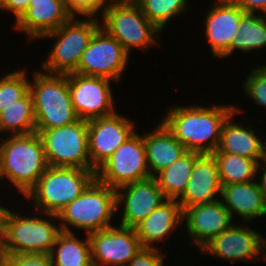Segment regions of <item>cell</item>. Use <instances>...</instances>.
Masks as SVG:
<instances>
[{"label":"cell","instance_id":"6da1fadb","mask_svg":"<svg viewBox=\"0 0 266 266\" xmlns=\"http://www.w3.org/2000/svg\"><path fill=\"white\" fill-rule=\"evenodd\" d=\"M166 110L160 121L187 151L213 154L224 123L235 112V104L173 105Z\"/></svg>","mask_w":266,"mask_h":266},{"label":"cell","instance_id":"7a4b0ae2","mask_svg":"<svg viewBox=\"0 0 266 266\" xmlns=\"http://www.w3.org/2000/svg\"><path fill=\"white\" fill-rule=\"evenodd\" d=\"M6 136L0 135L1 178L25 197L48 167L43 141L36 132Z\"/></svg>","mask_w":266,"mask_h":266},{"label":"cell","instance_id":"3957f363","mask_svg":"<svg viewBox=\"0 0 266 266\" xmlns=\"http://www.w3.org/2000/svg\"><path fill=\"white\" fill-rule=\"evenodd\" d=\"M15 211L13 208H7L5 212L0 235V256L23 253L50 254L61 232L57 215L40 211L36 214V210H32L31 215L26 212L21 215Z\"/></svg>","mask_w":266,"mask_h":266},{"label":"cell","instance_id":"277c9868","mask_svg":"<svg viewBox=\"0 0 266 266\" xmlns=\"http://www.w3.org/2000/svg\"><path fill=\"white\" fill-rule=\"evenodd\" d=\"M30 92L33 98L36 133L72 124L77 117L67 74H49L33 69ZM33 80V81H32Z\"/></svg>","mask_w":266,"mask_h":266},{"label":"cell","instance_id":"5b68a950","mask_svg":"<svg viewBox=\"0 0 266 266\" xmlns=\"http://www.w3.org/2000/svg\"><path fill=\"white\" fill-rule=\"evenodd\" d=\"M116 214V190L95 179L57 217L61 231L74 233L76 228L90 234L113 226Z\"/></svg>","mask_w":266,"mask_h":266},{"label":"cell","instance_id":"8992f818","mask_svg":"<svg viewBox=\"0 0 266 266\" xmlns=\"http://www.w3.org/2000/svg\"><path fill=\"white\" fill-rule=\"evenodd\" d=\"M95 179L91 169L48 166L25 199L31 201L36 211L58 215Z\"/></svg>","mask_w":266,"mask_h":266},{"label":"cell","instance_id":"52a82bcc","mask_svg":"<svg viewBox=\"0 0 266 266\" xmlns=\"http://www.w3.org/2000/svg\"><path fill=\"white\" fill-rule=\"evenodd\" d=\"M72 16L55 31L43 39L56 40L45 61L41 60V70L49 74H70L77 70L82 53L100 27L99 17ZM86 18V19H85ZM54 38V39H53Z\"/></svg>","mask_w":266,"mask_h":266},{"label":"cell","instance_id":"ba28073f","mask_svg":"<svg viewBox=\"0 0 266 266\" xmlns=\"http://www.w3.org/2000/svg\"><path fill=\"white\" fill-rule=\"evenodd\" d=\"M99 20L100 27L115 38L129 55L133 48L144 51L153 46L160 47L158 36L163 32L147 19L134 0L117 1L100 15Z\"/></svg>","mask_w":266,"mask_h":266},{"label":"cell","instance_id":"9c48e42d","mask_svg":"<svg viewBox=\"0 0 266 266\" xmlns=\"http://www.w3.org/2000/svg\"><path fill=\"white\" fill-rule=\"evenodd\" d=\"M42 138L48 166L91 169L88 153V121L43 130Z\"/></svg>","mask_w":266,"mask_h":266},{"label":"cell","instance_id":"30bf717a","mask_svg":"<svg viewBox=\"0 0 266 266\" xmlns=\"http://www.w3.org/2000/svg\"><path fill=\"white\" fill-rule=\"evenodd\" d=\"M95 176L97 181L115 190L150 178L143 134L135 131L96 169Z\"/></svg>","mask_w":266,"mask_h":266},{"label":"cell","instance_id":"8fae6325","mask_svg":"<svg viewBox=\"0 0 266 266\" xmlns=\"http://www.w3.org/2000/svg\"><path fill=\"white\" fill-rule=\"evenodd\" d=\"M129 58L123 46L99 27L82 53L74 73L103 77L117 83L125 73Z\"/></svg>","mask_w":266,"mask_h":266},{"label":"cell","instance_id":"7c38bea8","mask_svg":"<svg viewBox=\"0 0 266 266\" xmlns=\"http://www.w3.org/2000/svg\"><path fill=\"white\" fill-rule=\"evenodd\" d=\"M67 76L71 102L79 119L89 121L117 112L111 85L114 81L78 73Z\"/></svg>","mask_w":266,"mask_h":266},{"label":"cell","instance_id":"4fadbf2b","mask_svg":"<svg viewBox=\"0 0 266 266\" xmlns=\"http://www.w3.org/2000/svg\"><path fill=\"white\" fill-rule=\"evenodd\" d=\"M265 246L266 237L263 233L254 230L248 223L236 222L212 238L199 252L219 257L230 264L237 261L256 262L259 258L264 261Z\"/></svg>","mask_w":266,"mask_h":266},{"label":"cell","instance_id":"5bb4252c","mask_svg":"<svg viewBox=\"0 0 266 266\" xmlns=\"http://www.w3.org/2000/svg\"><path fill=\"white\" fill-rule=\"evenodd\" d=\"M93 266H127L143 248L134 228L121 225L88 234Z\"/></svg>","mask_w":266,"mask_h":266},{"label":"cell","instance_id":"9a60e30c","mask_svg":"<svg viewBox=\"0 0 266 266\" xmlns=\"http://www.w3.org/2000/svg\"><path fill=\"white\" fill-rule=\"evenodd\" d=\"M118 111L88 121V153L91 170L105 162L135 131L137 125ZM136 126V127H135Z\"/></svg>","mask_w":266,"mask_h":266},{"label":"cell","instance_id":"2e32d148","mask_svg":"<svg viewBox=\"0 0 266 266\" xmlns=\"http://www.w3.org/2000/svg\"><path fill=\"white\" fill-rule=\"evenodd\" d=\"M155 177L126 184L116 189L119 225L135 228L165 200ZM121 213H120V211ZM119 211V212H118Z\"/></svg>","mask_w":266,"mask_h":266},{"label":"cell","instance_id":"e0dca14e","mask_svg":"<svg viewBox=\"0 0 266 266\" xmlns=\"http://www.w3.org/2000/svg\"><path fill=\"white\" fill-rule=\"evenodd\" d=\"M234 220L221 198L183 210V228L192 246L201 249L212 238L229 229Z\"/></svg>","mask_w":266,"mask_h":266},{"label":"cell","instance_id":"ac0fdd59","mask_svg":"<svg viewBox=\"0 0 266 266\" xmlns=\"http://www.w3.org/2000/svg\"><path fill=\"white\" fill-rule=\"evenodd\" d=\"M214 6L207 9L203 17L206 42L211 54L220 58L231 46L239 29L241 16L245 13L239 6L228 0H214Z\"/></svg>","mask_w":266,"mask_h":266},{"label":"cell","instance_id":"d6986e66","mask_svg":"<svg viewBox=\"0 0 266 266\" xmlns=\"http://www.w3.org/2000/svg\"><path fill=\"white\" fill-rule=\"evenodd\" d=\"M72 16L65 0H30L29 7L14 22L12 28L25 33L30 41L40 40L45 34L58 29Z\"/></svg>","mask_w":266,"mask_h":266},{"label":"cell","instance_id":"ffe728a7","mask_svg":"<svg viewBox=\"0 0 266 266\" xmlns=\"http://www.w3.org/2000/svg\"><path fill=\"white\" fill-rule=\"evenodd\" d=\"M222 183L213 154H201L193 170L184 194L178 199L182 210L221 198Z\"/></svg>","mask_w":266,"mask_h":266},{"label":"cell","instance_id":"44dd1931","mask_svg":"<svg viewBox=\"0 0 266 266\" xmlns=\"http://www.w3.org/2000/svg\"><path fill=\"white\" fill-rule=\"evenodd\" d=\"M182 227L183 210L179 200L165 198L161 205L134 229L143 248L160 249L158 243H165L164 241L169 239L170 235L175 234L178 228L183 231Z\"/></svg>","mask_w":266,"mask_h":266},{"label":"cell","instance_id":"7402d4cb","mask_svg":"<svg viewBox=\"0 0 266 266\" xmlns=\"http://www.w3.org/2000/svg\"><path fill=\"white\" fill-rule=\"evenodd\" d=\"M221 200L233 220L240 218L238 220L241 221L236 220V222L250 224L256 218L266 217V196L259 189L256 180L222 184Z\"/></svg>","mask_w":266,"mask_h":266},{"label":"cell","instance_id":"603a6c76","mask_svg":"<svg viewBox=\"0 0 266 266\" xmlns=\"http://www.w3.org/2000/svg\"><path fill=\"white\" fill-rule=\"evenodd\" d=\"M235 105V112H233L224 123L221 131L220 143L215 152L230 153L240 155L242 157L253 159L257 163L260 162L262 156V147L264 139L262 134L255 131L256 128L248 124L234 122V117L242 114L244 109ZM248 126V127H247ZM254 128V129H253Z\"/></svg>","mask_w":266,"mask_h":266},{"label":"cell","instance_id":"cb8c5ba5","mask_svg":"<svg viewBox=\"0 0 266 266\" xmlns=\"http://www.w3.org/2000/svg\"><path fill=\"white\" fill-rule=\"evenodd\" d=\"M152 129L142 133L150 177H155L187 150L161 121Z\"/></svg>","mask_w":266,"mask_h":266},{"label":"cell","instance_id":"d4e9b609","mask_svg":"<svg viewBox=\"0 0 266 266\" xmlns=\"http://www.w3.org/2000/svg\"><path fill=\"white\" fill-rule=\"evenodd\" d=\"M82 239L75 233L61 231L50 252L54 266H93L88 234Z\"/></svg>","mask_w":266,"mask_h":266},{"label":"cell","instance_id":"484cf974","mask_svg":"<svg viewBox=\"0 0 266 266\" xmlns=\"http://www.w3.org/2000/svg\"><path fill=\"white\" fill-rule=\"evenodd\" d=\"M266 47V16L244 13L241 16L239 29L230 48L219 58H230L236 51L250 53Z\"/></svg>","mask_w":266,"mask_h":266},{"label":"cell","instance_id":"4316f807","mask_svg":"<svg viewBox=\"0 0 266 266\" xmlns=\"http://www.w3.org/2000/svg\"><path fill=\"white\" fill-rule=\"evenodd\" d=\"M200 155L194 151H186L179 159L155 176L166 198L179 199L184 194L193 165Z\"/></svg>","mask_w":266,"mask_h":266},{"label":"cell","instance_id":"83f0119b","mask_svg":"<svg viewBox=\"0 0 266 266\" xmlns=\"http://www.w3.org/2000/svg\"><path fill=\"white\" fill-rule=\"evenodd\" d=\"M36 132L33 98L29 91L0 112V134L23 135Z\"/></svg>","mask_w":266,"mask_h":266},{"label":"cell","instance_id":"f1b7e54d","mask_svg":"<svg viewBox=\"0 0 266 266\" xmlns=\"http://www.w3.org/2000/svg\"><path fill=\"white\" fill-rule=\"evenodd\" d=\"M222 184L245 183L256 180L258 163L240 155L214 152Z\"/></svg>","mask_w":266,"mask_h":266},{"label":"cell","instance_id":"f546056e","mask_svg":"<svg viewBox=\"0 0 266 266\" xmlns=\"http://www.w3.org/2000/svg\"><path fill=\"white\" fill-rule=\"evenodd\" d=\"M141 8L143 14L159 30L164 32L176 16L186 13L189 0H134Z\"/></svg>","mask_w":266,"mask_h":266},{"label":"cell","instance_id":"4dcf8cb0","mask_svg":"<svg viewBox=\"0 0 266 266\" xmlns=\"http://www.w3.org/2000/svg\"><path fill=\"white\" fill-rule=\"evenodd\" d=\"M26 70L27 68L14 69L13 72H4L0 77V112L30 91V76Z\"/></svg>","mask_w":266,"mask_h":266},{"label":"cell","instance_id":"1f68e13d","mask_svg":"<svg viewBox=\"0 0 266 266\" xmlns=\"http://www.w3.org/2000/svg\"><path fill=\"white\" fill-rule=\"evenodd\" d=\"M245 78L242 80L243 93L256 105L266 109V64L254 66Z\"/></svg>","mask_w":266,"mask_h":266},{"label":"cell","instance_id":"d6a6232c","mask_svg":"<svg viewBox=\"0 0 266 266\" xmlns=\"http://www.w3.org/2000/svg\"><path fill=\"white\" fill-rule=\"evenodd\" d=\"M118 0H65L66 7L73 16L98 17Z\"/></svg>","mask_w":266,"mask_h":266},{"label":"cell","instance_id":"836d02e7","mask_svg":"<svg viewBox=\"0 0 266 266\" xmlns=\"http://www.w3.org/2000/svg\"><path fill=\"white\" fill-rule=\"evenodd\" d=\"M0 266H54L50 254L23 253L0 256Z\"/></svg>","mask_w":266,"mask_h":266},{"label":"cell","instance_id":"e575fe53","mask_svg":"<svg viewBox=\"0 0 266 266\" xmlns=\"http://www.w3.org/2000/svg\"><path fill=\"white\" fill-rule=\"evenodd\" d=\"M160 250L162 249L142 248L127 266H165L167 256Z\"/></svg>","mask_w":266,"mask_h":266},{"label":"cell","instance_id":"d590c367","mask_svg":"<svg viewBox=\"0 0 266 266\" xmlns=\"http://www.w3.org/2000/svg\"><path fill=\"white\" fill-rule=\"evenodd\" d=\"M239 6L245 13L266 14V0H228Z\"/></svg>","mask_w":266,"mask_h":266},{"label":"cell","instance_id":"8d00e7d4","mask_svg":"<svg viewBox=\"0 0 266 266\" xmlns=\"http://www.w3.org/2000/svg\"><path fill=\"white\" fill-rule=\"evenodd\" d=\"M29 1L30 0H6L0 7V11L12 13L13 17H15L14 22H16L29 7Z\"/></svg>","mask_w":266,"mask_h":266},{"label":"cell","instance_id":"74e56055","mask_svg":"<svg viewBox=\"0 0 266 266\" xmlns=\"http://www.w3.org/2000/svg\"><path fill=\"white\" fill-rule=\"evenodd\" d=\"M256 181L258 183L259 189L266 196V166H263L260 162L258 163L256 169Z\"/></svg>","mask_w":266,"mask_h":266},{"label":"cell","instance_id":"f35d334b","mask_svg":"<svg viewBox=\"0 0 266 266\" xmlns=\"http://www.w3.org/2000/svg\"><path fill=\"white\" fill-rule=\"evenodd\" d=\"M2 204V203H0ZM8 205H0V235H1V232H2V229H3V219H4V215H5V212L7 210V207Z\"/></svg>","mask_w":266,"mask_h":266},{"label":"cell","instance_id":"ab89813d","mask_svg":"<svg viewBox=\"0 0 266 266\" xmlns=\"http://www.w3.org/2000/svg\"><path fill=\"white\" fill-rule=\"evenodd\" d=\"M264 143H263V147H262V156H261V160L260 163L263 166H266V137L264 138Z\"/></svg>","mask_w":266,"mask_h":266},{"label":"cell","instance_id":"60d3db41","mask_svg":"<svg viewBox=\"0 0 266 266\" xmlns=\"http://www.w3.org/2000/svg\"><path fill=\"white\" fill-rule=\"evenodd\" d=\"M6 2V0H0V7Z\"/></svg>","mask_w":266,"mask_h":266}]
</instances>
